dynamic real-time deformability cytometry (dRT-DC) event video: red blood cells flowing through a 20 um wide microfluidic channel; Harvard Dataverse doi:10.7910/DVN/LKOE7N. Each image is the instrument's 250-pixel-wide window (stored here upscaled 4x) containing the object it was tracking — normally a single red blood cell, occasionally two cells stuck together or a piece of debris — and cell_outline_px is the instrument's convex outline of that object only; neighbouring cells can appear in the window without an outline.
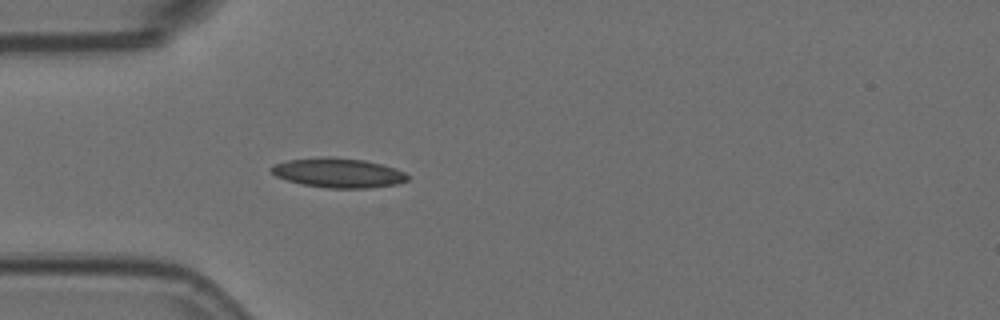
{"species": "Egyptian fruit bat (a non-hibernating species)", "species_latin": "Rousettus aegyptiacus", "temperature_condition": "room temperature", "stored_images_in_passage": 4, "camera_frame_rate_fps": 3000, "um_per_image_px": 0.085, "animal": {"sex": "female"}, "frame": {"image": 1, "passage_image": 4, "time_ms": 1.0, "image_size_px": [1000, 320], "cell_outline_px": [[408, 180], [396, 184], [372, 188], [328, 188], [300, 184], [276, 176], [268, 168], [272, 164], [288, 160], [324, 156], [364, 160], [380, 164], [404, 172], [408, 176]], "centroid_in_image_um": [28.7, 14.69], "position_along_channel_um": 56.3, "area_um2": 23.41}}